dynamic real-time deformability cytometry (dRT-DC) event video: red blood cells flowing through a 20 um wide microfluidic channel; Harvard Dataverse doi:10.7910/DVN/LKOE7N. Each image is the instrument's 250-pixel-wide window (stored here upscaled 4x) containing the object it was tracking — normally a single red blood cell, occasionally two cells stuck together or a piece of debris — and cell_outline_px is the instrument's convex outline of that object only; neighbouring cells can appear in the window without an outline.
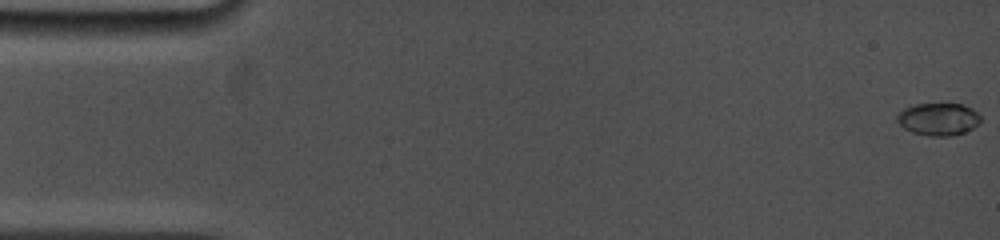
{"species": "common noctule bat (a hibernating species)", "species_latin": "Nyctalus noctula", "temperature_condition": "cold", "stored_images_in_passage": 58, "camera_frame_rate_fps": 5000, "um_per_image_px": 0.085, "animal": {"sex": "female", "body_mass_g": 19.0, "forearm_length_mm": 53.3}, "frame": {"image": 1, "passage_image": 1, "time_ms": 0.0, "image_size_px": [1000, 240], "cell_outline_px": [[980, 120], [972, 128], [964, 132], [952, 136], [928, 136], [912, 132], [904, 128], [896, 120], [896, 116], [904, 108], [916, 104], [964, 104], [972, 108], [980, 116]], "centroid_in_image_um": [79.74, 10.13], "position_along_channel_um": 5.3, "area_um2": 15.72}}
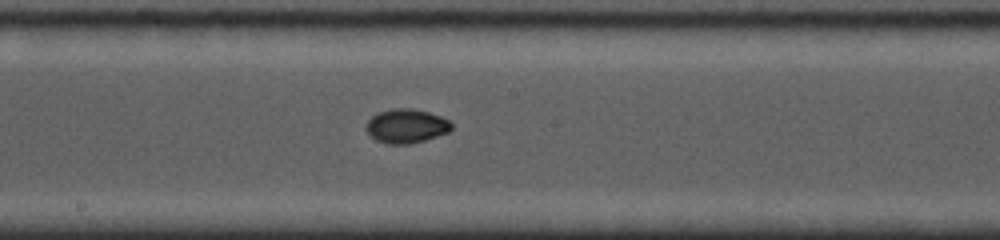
{"frame": {"image": 2, "passage_image": 35, "time_ms": 9.0, "image_size_px": [1000, 240], "cell_outline_px": [[452, 128], [448, 132], [424, 140], [408, 144], [388, 144], [376, 140], [364, 128], [364, 124], [376, 112], [392, 108], [412, 108], [428, 112], [440, 116], [448, 120], [452, 124]], "centroid_in_image_um": [34.49, 10.7], "position_along_channel_um": 213.7, "area_um2": 16.99}}
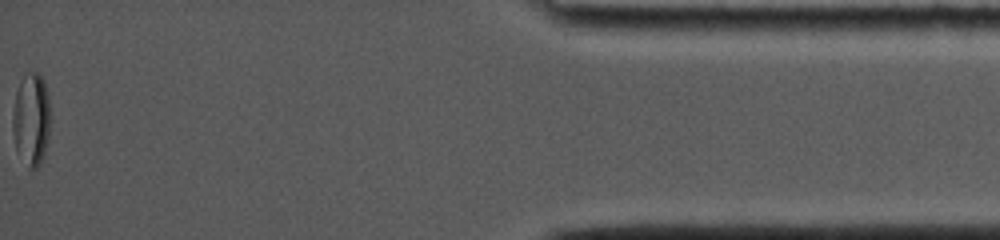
{"frame": {"image": 3, "passage_image": 58, "time_ms": 16.4, "image_size_px": [1000, 240], "cell_outline_px": [[48, 136], [44, 152], [40, 164], [36, 168], [28, 168], [16, 152], [12, 132], [12, 116], [16, 92], [24, 76], [28, 72], [36, 72], [44, 80], [48, 96]], "centroid_in_image_um": [2.62, 10.17], "position_along_channel_um": 432.6, "area_um2": 20.11}, "authors_computed_cell_mechanics": {"area_um2": 16.4441, "velocity_mm_per_s": 3.8738, "shape_relaxation_time_tau1_ms": 6.1953, "shape_relaxation_time_tau2_ms": null, "deformation_change_tau1": 0.1762, "deformation_change_tau2": null}}